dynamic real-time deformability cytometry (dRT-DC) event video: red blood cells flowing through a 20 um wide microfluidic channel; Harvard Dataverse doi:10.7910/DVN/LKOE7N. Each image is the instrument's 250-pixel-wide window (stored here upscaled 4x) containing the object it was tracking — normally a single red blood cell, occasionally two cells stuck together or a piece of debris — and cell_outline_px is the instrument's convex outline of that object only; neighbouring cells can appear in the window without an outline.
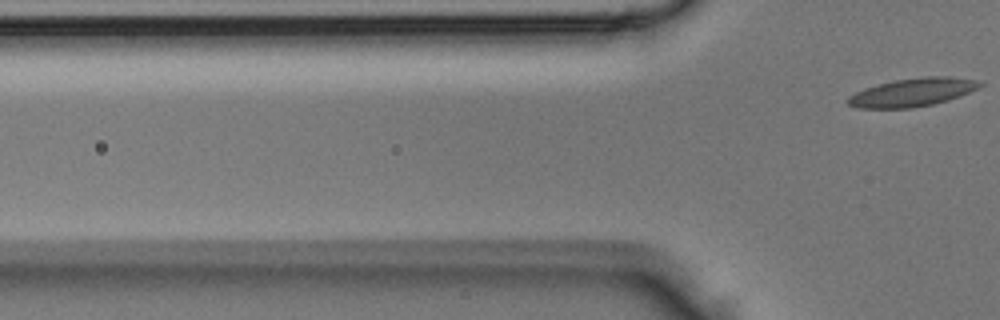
{"species": "Egyptian fruit bat (a non-hibernating species)", "species_latin": "Rousettus aegyptiacus", "temperature_condition": "room temperature", "stored_images_in_passage": 3, "segment_of_instrument_passage": [2, 2], "camera_frame_rate_fps": 3000, "um_per_image_px": 0.085, "animal": {"sex": "male"}, "frame": {"image": 1, "passage_image": 3, "time_ms": 0.667, "image_size_px": [1000, 320], "cell_outline_px": [[984, 84], [960, 96], [948, 100], [932, 104], [912, 108], [860, 108], [848, 104], [844, 100], [848, 96], [864, 88], [896, 80], [924, 76], [948, 76], [976, 80]], "centroid_in_image_um": [77.53, 7.85], "position_along_channel_um": 48.3, "area_um2": 21.56}}